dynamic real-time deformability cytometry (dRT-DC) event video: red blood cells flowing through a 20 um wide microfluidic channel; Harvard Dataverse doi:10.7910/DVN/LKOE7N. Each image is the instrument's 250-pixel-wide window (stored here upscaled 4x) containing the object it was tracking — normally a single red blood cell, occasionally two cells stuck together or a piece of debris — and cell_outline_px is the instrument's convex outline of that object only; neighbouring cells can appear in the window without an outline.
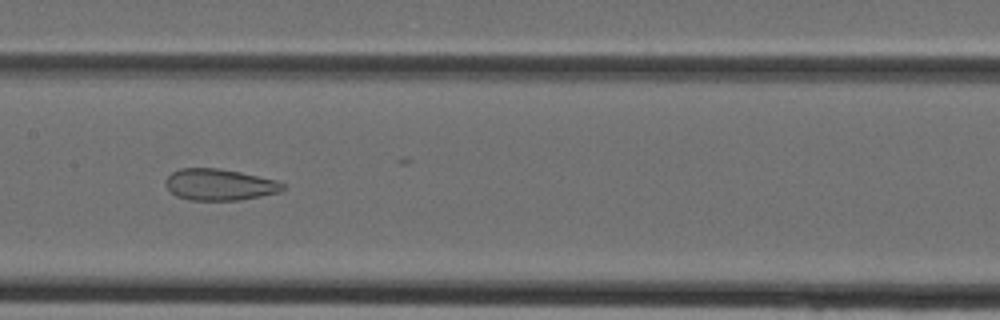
{"species": "Egyptian fruit bat (a non-hibernating species)", "species_latin": "Rousettus aegyptiacus", "temperature_condition": "cold", "stored_images_in_passage": 21, "camera_frame_rate_fps": 3000, "um_per_image_px": 0.085, "animal": {"sex": "female"}, "frame": {"image": 1, "passage_image": 9, "time_ms": 2.667, "image_size_px": [1000, 320], "cell_outline_px": [[284, 188], [280, 192], [240, 200], [188, 200], [176, 196], [164, 184], [164, 180], [172, 172], [180, 168], [216, 168], [240, 172], [276, 180], [284, 184]], "centroid_in_image_um": [18.63, 15.69], "position_along_channel_um": 188.8, "area_um2": 21.44}}
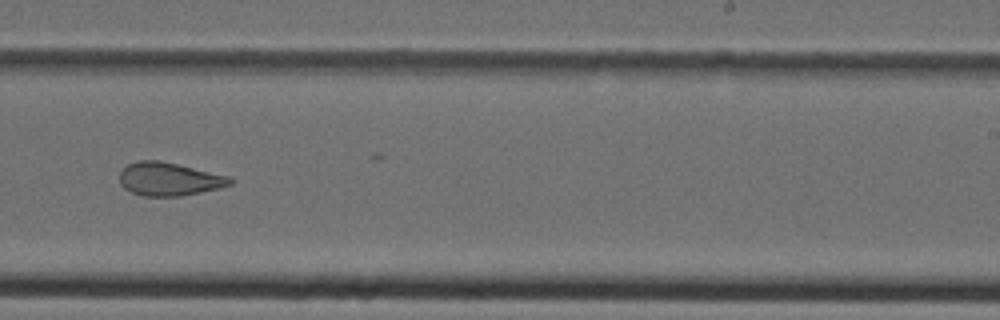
{"frame": {"image": 2, "passage_image": 14, "time_ms": 4.333, "image_size_px": [1000, 320], "cell_outline_px": [[236, 180], [232, 184], [220, 188], [180, 196], [144, 196], [132, 192], [124, 188], [120, 184], [120, 172], [128, 164], [136, 160], [160, 160], [228, 176]], "centroid_in_image_um": [14.38, 15.22], "position_along_channel_um": 274.6, "area_um2": 21.39}}
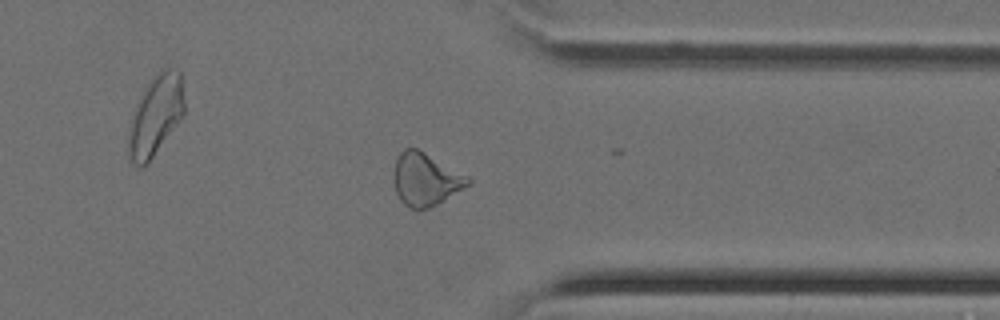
{"frame": {"image": 3, "passage_image": 20, "time_ms": 6.333, "image_size_px": [1000, 320], "cell_outline_px": [[472, 180], [464, 188], [436, 204], [428, 208], [408, 208], [400, 200], [396, 192], [396, 160], [400, 152], [404, 148], [416, 148], [424, 152], [468, 176]], "centroid_in_image_um": [36.19, 15.24], "position_along_channel_um": 375.2, "area_um2": 22.08}}